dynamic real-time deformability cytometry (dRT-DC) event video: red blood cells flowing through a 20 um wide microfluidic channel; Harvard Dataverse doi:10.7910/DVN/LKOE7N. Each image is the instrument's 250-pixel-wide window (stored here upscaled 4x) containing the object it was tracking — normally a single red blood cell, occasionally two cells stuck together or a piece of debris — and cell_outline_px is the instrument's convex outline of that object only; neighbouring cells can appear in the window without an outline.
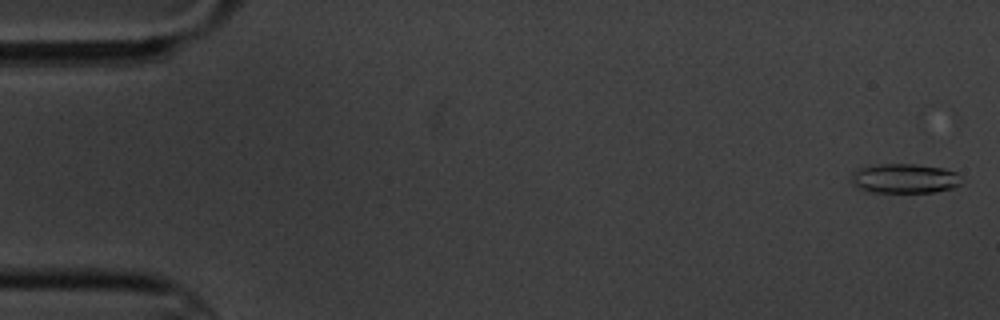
{"species": "common noctule bat (a hibernating species)", "species_latin": "Nyctalus noctula", "temperature_condition": "cold", "stored_images_in_passage": 7, "camera_frame_rate_fps": 3000, "um_per_image_px": 0.085, "animal": {"sex": "male", "body_mass_g": 20.1, "forearm_length_mm": 53.5}, "frame": {"image": 1, "passage_image": 1, "time_ms": 0.0, "image_size_px": [1000, 320], "cell_outline_px": [[960, 184], [952, 188], [932, 192], [868, 192], [860, 188], [848, 180], [852, 172], [856, 168], [884, 164], [916, 164], [944, 168], [956, 172]], "centroid_in_image_um": [76.82, 15.16], "position_along_channel_um": 8.2, "area_um2": 18.96}}
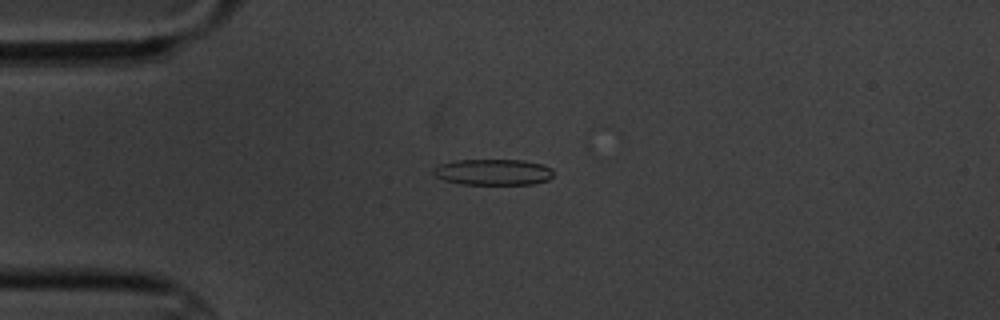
{"frame": {"image": 2, "passage_image": 4, "time_ms": 4.333, "image_size_px": [1000, 320], "cell_outline_px": [[552, 176], [548, 180], [532, 184], [460, 184], [444, 180], [436, 176], [432, 172], [432, 168], [440, 164], [456, 160], [524, 160], [544, 164], [552, 168]], "centroid_in_image_um": [41.92, 14.62], "position_along_channel_um": 43.1, "area_um2": 18.32}}
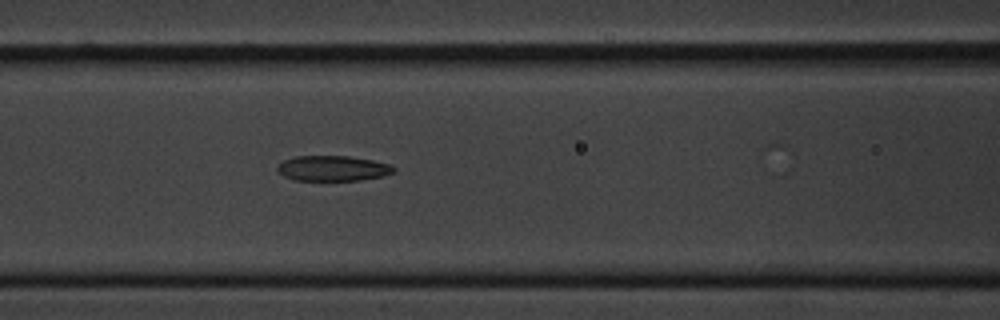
{"frame": {"image": 3, "passage_image": 7, "time_ms": 7.667, "image_size_px": [1000, 320], "cell_outline_px": [[396, 168], [392, 172], [384, 176], [360, 180], [292, 180], [284, 176], [276, 168], [284, 160], [296, 156], [348, 156], [372, 160], [388, 164]], "centroid_in_image_um": [28.28, 14.31], "position_along_channel_um": 138.3, "area_um2": 16.99}}